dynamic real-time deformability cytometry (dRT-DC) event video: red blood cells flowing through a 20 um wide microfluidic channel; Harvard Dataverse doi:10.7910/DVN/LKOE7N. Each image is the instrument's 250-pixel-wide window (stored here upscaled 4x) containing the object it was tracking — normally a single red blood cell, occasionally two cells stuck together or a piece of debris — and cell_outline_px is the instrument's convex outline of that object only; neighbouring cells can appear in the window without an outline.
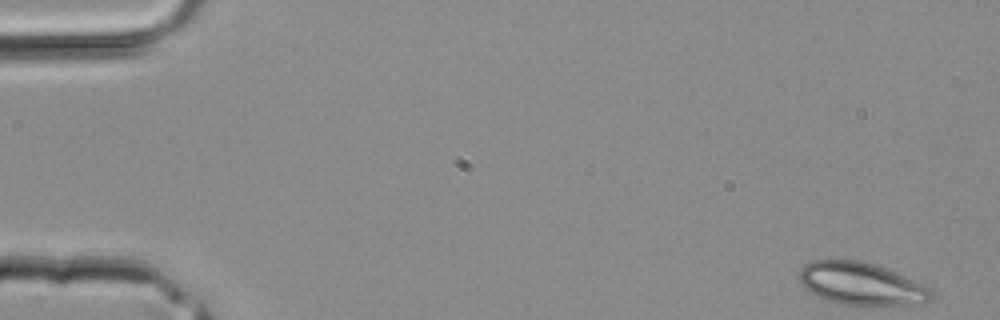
{"species": "common noctule bat (a hibernating species)", "species_latin": "Nyctalus noctula", "temperature_condition": "room temperature", "stored_images_in_passage": 40, "segment_of_instrument_passage": [1, 2], "camera_frame_rate_fps": 3000, "um_per_image_px": 0.085, "animal": {"sex": "male", "body_mass_g": 20.4}, "frame": {"image": 1, "passage_image": 1, "time_ms": 0.0, "image_size_px": [1000, 320], "cell_outline_px": [[932, 296], [928, 300], [904, 304], [848, 304], [828, 300], [804, 288], [800, 280], [800, 268], [804, 264], [812, 260], [860, 260], [896, 272], [924, 284], [932, 292]], "centroid_in_image_um": [73.16, 24.08], "position_along_channel_um": 11.8, "area_um2": 31.73}}
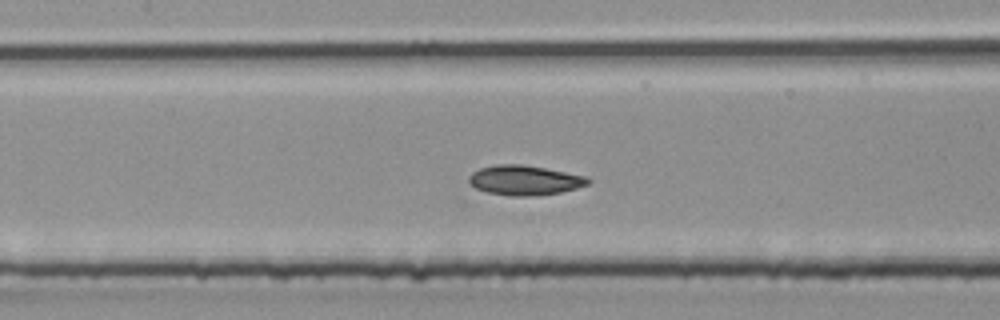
{"frame": {"image": 2, "passage_image": 18, "time_ms": 5.667, "image_size_px": [1000, 320], "cell_outline_px": [[592, 180], [588, 184], [576, 188], [560, 192], [528, 196], [512, 196], [488, 192], [476, 188], [468, 180], [468, 176], [472, 172], [480, 168], [496, 164], [524, 164], [588, 176]], "centroid_in_image_um": [44.61, 15.3], "position_along_channel_um": 162.8, "area_um2": 20.63}}
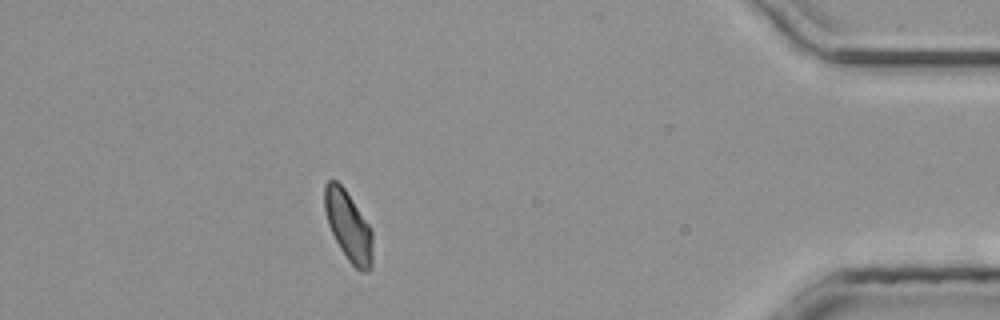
{"frame": {"image": 3, "passage_image": 35, "time_ms": 11.333, "image_size_px": [1000, 320], "cell_outline_px": [[372, 268], [368, 272], [360, 272], [348, 260], [340, 248], [328, 224], [324, 208], [324, 184], [328, 180], [336, 180], [344, 188], [372, 228]], "centroid_in_image_um": [29.62, 19.23], "position_along_channel_um": 405.6, "area_um2": 19.59}}